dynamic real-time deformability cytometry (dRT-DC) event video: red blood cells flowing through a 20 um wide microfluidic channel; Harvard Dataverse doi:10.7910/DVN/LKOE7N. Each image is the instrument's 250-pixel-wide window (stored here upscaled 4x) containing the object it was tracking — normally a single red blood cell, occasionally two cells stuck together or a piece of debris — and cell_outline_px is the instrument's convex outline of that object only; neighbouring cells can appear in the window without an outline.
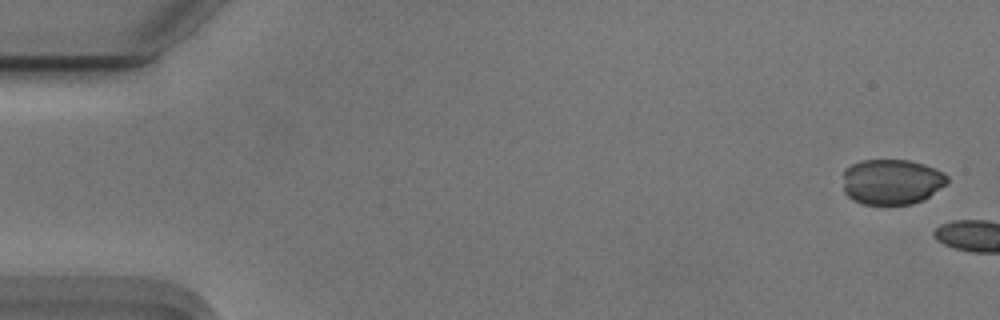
{"species": "Egyptian fruit bat (a non-hibernating species)", "species_latin": "Rousettus aegyptiacus", "temperature_condition": "cold", "stored_images_in_passage": 4, "camera_frame_rate_fps": 3000, "um_per_image_px": 0.085, "animal": {"sex": "male"}, "frame": {"image": 1, "passage_image": 1, "time_ms": 0.0, "image_size_px": [1000, 320], "cell_outline_px": [[948, 180], [944, 184], [924, 200], [912, 204], [864, 204], [852, 200], [844, 192], [844, 168], [860, 160], [908, 160], [924, 164], [944, 172], [948, 176]], "centroid_in_image_um": [75.77, 15.44], "position_along_channel_um": 9.2, "area_um2": 27.63}}